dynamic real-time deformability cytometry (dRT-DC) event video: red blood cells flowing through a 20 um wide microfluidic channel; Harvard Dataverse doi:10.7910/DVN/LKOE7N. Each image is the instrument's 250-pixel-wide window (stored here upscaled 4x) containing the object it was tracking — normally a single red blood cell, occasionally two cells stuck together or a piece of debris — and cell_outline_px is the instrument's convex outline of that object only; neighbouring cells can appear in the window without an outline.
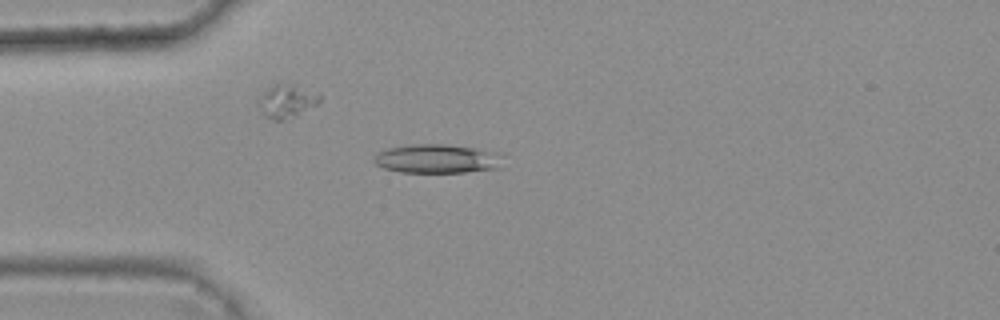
{"species": "common noctule bat (a hibernating species)", "species_latin": "Nyctalus noctula", "temperature_condition": "warm", "stored_images_in_passage": 4, "camera_frame_rate_fps": 3000, "um_per_image_px": 0.085, "animal": {"sex": "female", "body_mass_g": 25.1}, "frame": {"image": 1, "passage_image": 4, "time_ms": 1.0, "image_size_px": [1000, 320], "cell_outline_px": [[508, 156], [504, 168], [464, 172], [400, 172], [384, 168], [376, 164], [372, 160], [376, 152], [388, 148], [408, 144], [444, 144], [476, 148], [504, 152]], "centroid_in_image_um": [37.31, 13.48], "position_along_channel_um": 47.7, "area_um2": 22.66}}